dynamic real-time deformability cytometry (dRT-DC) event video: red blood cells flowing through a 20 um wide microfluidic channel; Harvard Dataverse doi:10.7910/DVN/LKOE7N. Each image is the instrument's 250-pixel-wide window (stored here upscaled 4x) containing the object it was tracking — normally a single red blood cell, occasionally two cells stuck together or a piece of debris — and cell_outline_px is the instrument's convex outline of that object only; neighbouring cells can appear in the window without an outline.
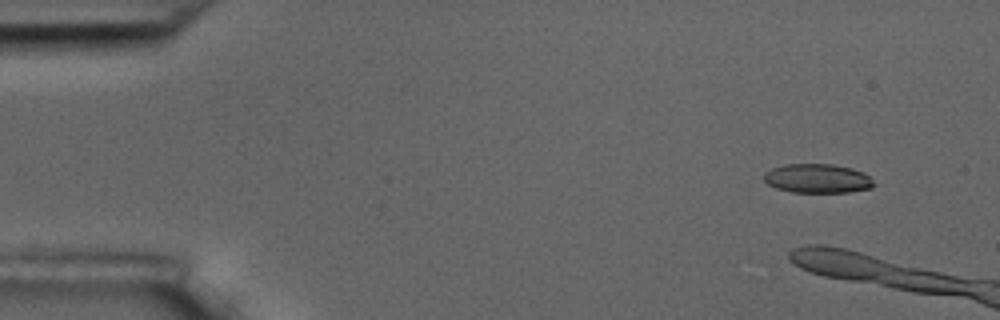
{"species": "common noctule bat (a hibernating species)", "species_latin": "Nyctalus noctula", "temperature_condition": "room temperature", "stored_images_in_passage": 4, "camera_frame_rate_fps": 3000, "um_per_image_px": 0.085, "animal": {"sex": "male", "body_mass_g": 17.5, "forearm_length_mm": 52.3}, "frame": {"image": 1, "passage_image": 2, "time_ms": 1.333, "image_size_px": [1000, 320], "cell_outline_px": [[876, 184], [872, 188], [848, 192], [792, 192], [776, 188], [768, 184], [764, 180], [764, 172], [772, 168], [784, 164], [832, 164], [852, 168], [864, 172]], "centroid_in_image_um": [69.49, 15.16], "position_along_channel_um": 15.5, "area_um2": 18.73}}